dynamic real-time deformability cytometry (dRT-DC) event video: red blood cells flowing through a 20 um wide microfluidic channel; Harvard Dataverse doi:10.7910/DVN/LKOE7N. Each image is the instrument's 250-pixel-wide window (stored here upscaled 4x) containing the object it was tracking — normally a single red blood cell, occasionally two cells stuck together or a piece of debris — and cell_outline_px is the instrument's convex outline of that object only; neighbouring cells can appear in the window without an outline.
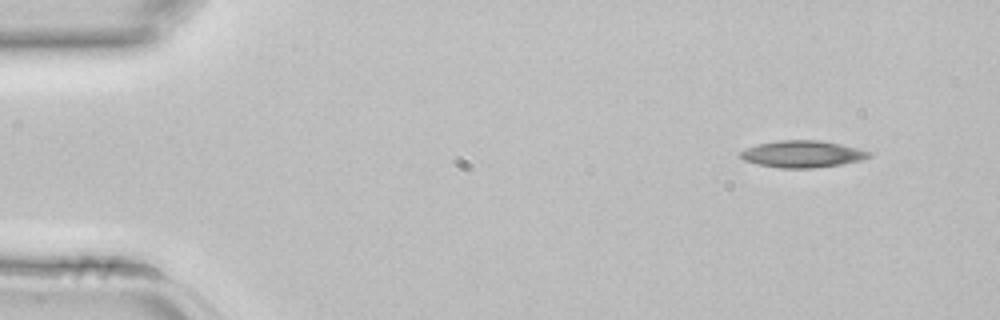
{"species": "common noctule bat (a hibernating species)", "species_latin": "Nyctalus noctula", "temperature_condition": "room temperature", "stored_images_in_passage": 3, "camera_frame_rate_fps": 3000, "um_per_image_px": 0.085, "animal": {"sex": "female", "body_mass_g": 22.7, "forearm_length_mm": 54.2}, "frame": {"image": 1, "passage_image": 1, "time_ms": 0.0, "image_size_px": [1000, 320], "cell_outline_px": [[872, 156], [860, 160], [840, 164], [812, 168], [780, 168], [756, 164], [744, 160], [740, 156], [740, 152], [756, 144], [780, 140], [820, 140], [840, 144], [872, 152]], "centroid_in_image_um": [68.19, 13.09], "position_along_channel_um": 16.8, "area_um2": 20.0}}
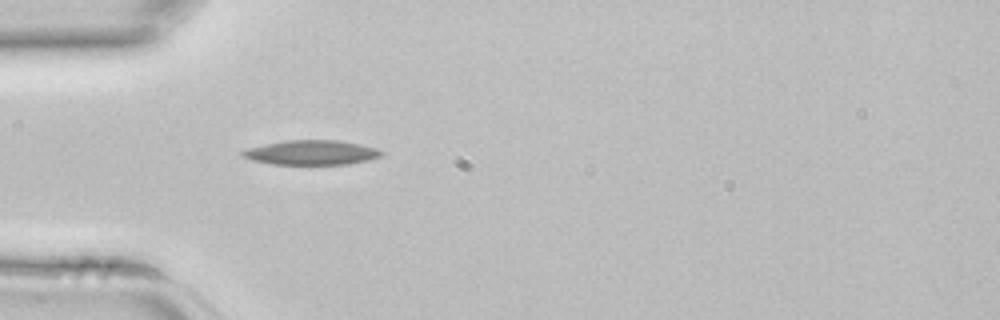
{"frame": {"image": 2, "passage_image": 3, "time_ms": 0.667, "image_size_px": [1000, 320], "cell_outline_px": [[384, 156], [368, 160], [348, 164], [272, 164], [252, 160], [240, 156], [240, 152], [248, 148], [264, 144], [284, 140], [340, 140], [360, 144], [376, 148], [384, 152]], "centroid_in_image_um": [26.48, 12.96], "position_along_channel_um": 58.5, "area_um2": 20.06}}